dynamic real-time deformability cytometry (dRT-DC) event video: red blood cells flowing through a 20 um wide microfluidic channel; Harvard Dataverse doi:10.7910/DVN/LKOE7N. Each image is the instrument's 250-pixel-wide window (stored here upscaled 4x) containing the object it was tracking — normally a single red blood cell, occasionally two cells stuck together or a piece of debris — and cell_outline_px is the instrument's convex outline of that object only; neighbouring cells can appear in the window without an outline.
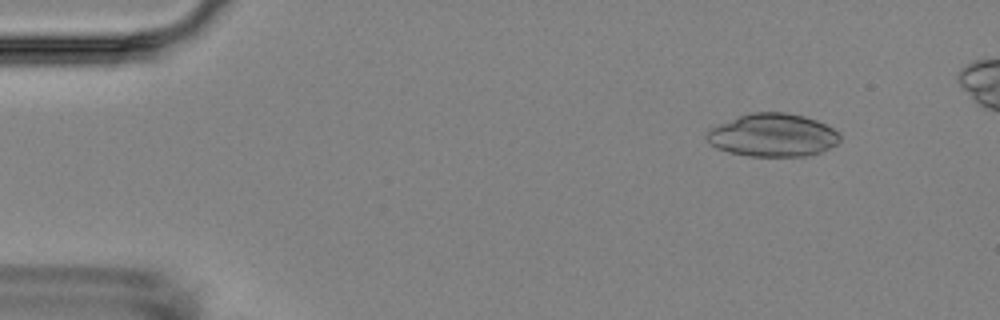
{"species": "Egyptian fruit bat (a non-hibernating species)", "species_latin": "Rousettus aegyptiacus", "temperature_condition": "room temperature", "stored_images_in_passage": 7, "camera_frame_rate_fps": 3000, "um_per_image_px": 0.085, "animal": {"sex": "female"}, "frame": {"image": 1, "passage_image": 2, "time_ms": 1.0, "image_size_px": [1000, 320], "cell_outline_px": [[840, 140], [836, 144], [820, 152], [804, 156], [748, 156], [728, 152], [716, 148], [704, 136], [712, 128], [720, 124], [740, 116], [752, 112], [784, 112], [804, 116], [816, 120], [832, 128], [840, 136]], "centroid_in_image_um": [65.68, 11.49], "position_along_channel_um": 19.3, "area_um2": 33.0}}